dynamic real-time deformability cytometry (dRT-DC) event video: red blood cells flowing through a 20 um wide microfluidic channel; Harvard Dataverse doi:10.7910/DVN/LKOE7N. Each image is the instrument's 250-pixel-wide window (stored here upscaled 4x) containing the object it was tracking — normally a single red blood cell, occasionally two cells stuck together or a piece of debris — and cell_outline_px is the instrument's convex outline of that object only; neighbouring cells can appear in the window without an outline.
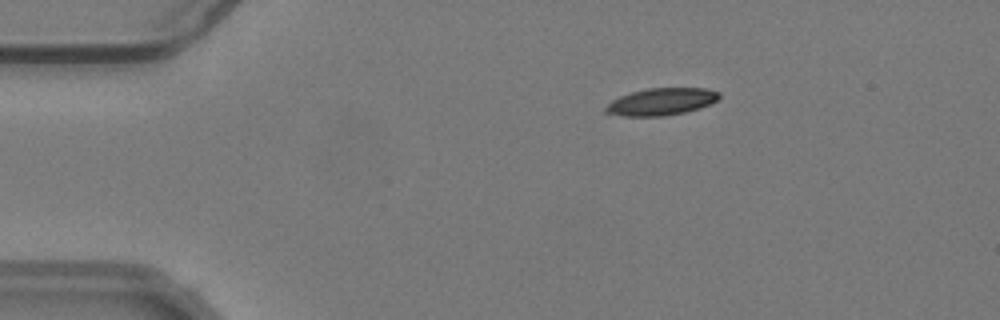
{"species": "common noctule bat (a hibernating species)", "species_latin": "Nyctalus noctula", "temperature_condition": "warm", "stored_images_in_passage": 14, "camera_frame_rate_fps": 3000, "um_per_image_px": 0.085, "animal": {"sex": "male", "body_mass_g": 19.2, "forearm_length_mm": 51.8}, "frame": {"image": 1, "passage_image": 3, "time_ms": 0.667, "image_size_px": [1000, 320], "cell_outline_px": [[720, 96], [716, 100], [700, 108], [684, 112], [664, 116], [624, 116], [604, 112], [604, 108], [612, 100], [620, 96], [632, 92], [648, 88], [704, 88], [720, 92]], "centroid_in_image_um": [56.2, 8.64], "position_along_channel_um": 28.8, "area_um2": 17.8}}